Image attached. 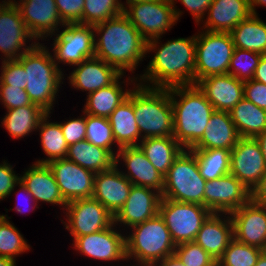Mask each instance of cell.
<instances>
[{"instance_id": "6da1fadb", "label": "cell", "mask_w": 266, "mask_h": 266, "mask_svg": "<svg viewBox=\"0 0 266 266\" xmlns=\"http://www.w3.org/2000/svg\"><path fill=\"white\" fill-rule=\"evenodd\" d=\"M158 41L159 38L147 41V53L153 51L155 55L144 74L137 76L138 84L153 88L195 84L196 35L168 40L161 45Z\"/></svg>"}, {"instance_id": "7a4b0ae2", "label": "cell", "mask_w": 266, "mask_h": 266, "mask_svg": "<svg viewBox=\"0 0 266 266\" xmlns=\"http://www.w3.org/2000/svg\"><path fill=\"white\" fill-rule=\"evenodd\" d=\"M95 57L120 74L134 70L147 55V41L122 13L93 26ZM96 37V38H95Z\"/></svg>"}, {"instance_id": "3957f363", "label": "cell", "mask_w": 266, "mask_h": 266, "mask_svg": "<svg viewBox=\"0 0 266 266\" xmlns=\"http://www.w3.org/2000/svg\"><path fill=\"white\" fill-rule=\"evenodd\" d=\"M169 93L173 137L184 149H191L202 138L215 109L196 84L170 87Z\"/></svg>"}, {"instance_id": "277c9868", "label": "cell", "mask_w": 266, "mask_h": 266, "mask_svg": "<svg viewBox=\"0 0 266 266\" xmlns=\"http://www.w3.org/2000/svg\"><path fill=\"white\" fill-rule=\"evenodd\" d=\"M17 61L27 73L25 91L30 100L51 114L59 88H61L60 84H64L63 70L56 65L47 46L40 42Z\"/></svg>"}, {"instance_id": "5b68a950", "label": "cell", "mask_w": 266, "mask_h": 266, "mask_svg": "<svg viewBox=\"0 0 266 266\" xmlns=\"http://www.w3.org/2000/svg\"><path fill=\"white\" fill-rule=\"evenodd\" d=\"M128 98L133 102L141 140L173 136L174 119L169 88H153L136 84Z\"/></svg>"}, {"instance_id": "8992f818", "label": "cell", "mask_w": 266, "mask_h": 266, "mask_svg": "<svg viewBox=\"0 0 266 266\" xmlns=\"http://www.w3.org/2000/svg\"><path fill=\"white\" fill-rule=\"evenodd\" d=\"M130 229L131 233L125 236L127 261L133 259L136 265L153 266L174 255L176 245L159 213Z\"/></svg>"}, {"instance_id": "52a82bcc", "label": "cell", "mask_w": 266, "mask_h": 266, "mask_svg": "<svg viewBox=\"0 0 266 266\" xmlns=\"http://www.w3.org/2000/svg\"><path fill=\"white\" fill-rule=\"evenodd\" d=\"M206 180L200 175L195 154L184 149L164 176L162 198L204 206Z\"/></svg>"}, {"instance_id": "ba28073f", "label": "cell", "mask_w": 266, "mask_h": 266, "mask_svg": "<svg viewBox=\"0 0 266 266\" xmlns=\"http://www.w3.org/2000/svg\"><path fill=\"white\" fill-rule=\"evenodd\" d=\"M234 48L229 32L202 29L196 35L195 84L210 75L227 74Z\"/></svg>"}, {"instance_id": "9c48e42d", "label": "cell", "mask_w": 266, "mask_h": 266, "mask_svg": "<svg viewBox=\"0 0 266 266\" xmlns=\"http://www.w3.org/2000/svg\"><path fill=\"white\" fill-rule=\"evenodd\" d=\"M159 214L175 245L194 241L203 223L212 214L205 206L162 198Z\"/></svg>"}, {"instance_id": "30bf717a", "label": "cell", "mask_w": 266, "mask_h": 266, "mask_svg": "<svg viewBox=\"0 0 266 266\" xmlns=\"http://www.w3.org/2000/svg\"><path fill=\"white\" fill-rule=\"evenodd\" d=\"M123 13L146 41L161 39L177 23L172 0L135 2Z\"/></svg>"}, {"instance_id": "8fae6325", "label": "cell", "mask_w": 266, "mask_h": 266, "mask_svg": "<svg viewBox=\"0 0 266 266\" xmlns=\"http://www.w3.org/2000/svg\"><path fill=\"white\" fill-rule=\"evenodd\" d=\"M63 30L56 31L52 45L53 59L60 63L75 66L85 59L95 57L93 26L75 23L64 24Z\"/></svg>"}, {"instance_id": "7c38bea8", "label": "cell", "mask_w": 266, "mask_h": 266, "mask_svg": "<svg viewBox=\"0 0 266 266\" xmlns=\"http://www.w3.org/2000/svg\"><path fill=\"white\" fill-rule=\"evenodd\" d=\"M66 222L61 220L68 229L73 240L107 229L114 224L113 214L93 197L77 199L67 203Z\"/></svg>"}, {"instance_id": "4fadbf2b", "label": "cell", "mask_w": 266, "mask_h": 266, "mask_svg": "<svg viewBox=\"0 0 266 266\" xmlns=\"http://www.w3.org/2000/svg\"><path fill=\"white\" fill-rule=\"evenodd\" d=\"M31 40L35 38L27 30L18 7L7 3L0 11V52L5 57L0 59L17 60L38 43L32 41L27 46L26 43Z\"/></svg>"}, {"instance_id": "5bb4252c", "label": "cell", "mask_w": 266, "mask_h": 266, "mask_svg": "<svg viewBox=\"0 0 266 266\" xmlns=\"http://www.w3.org/2000/svg\"><path fill=\"white\" fill-rule=\"evenodd\" d=\"M266 172V164L258 141L240 137L231 149L230 173L251 192Z\"/></svg>"}, {"instance_id": "9a60e30c", "label": "cell", "mask_w": 266, "mask_h": 266, "mask_svg": "<svg viewBox=\"0 0 266 266\" xmlns=\"http://www.w3.org/2000/svg\"><path fill=\"white\" fill-rule=\"evenodd\" d=\"M251 200V192L231 173L206 181L204 206L212 213H231Z\"/></svg>"}, {"instance_id": "2e32d148", "label": "cell", "mask_w": 266, "mask_h": 266, "mask_svg": "<svg viewBox=\"0 0 266 266\" xmlns=\"http://www.w3.org/2000/svg\"><path fill=\"white\" fill-rule=\"evenodd\" d=\"M113 224L99 232L76 237L73 246L76 251L94 260L118 261L126 259L125 235Z\"/></svg>"}, {"instance_id": "e0dca14e", "label": "cell", "mask_w": 266, "mask_h": 266, "mask_svg": "<svg viewBox=\"0 0 266 266\" xmlns=\"http://www.w3.org/2000/svg\"><path fill=\"white\" fill-rule=\"evenodd\" d=\"M47 165L53 172L60 193L66 203L93 196L94 172L84 169L66 158L53 160Z\"/></svg>"}, {"instance_id": "ac0fdd59", "label": "cell", "mask_w": 266, "mask_h": 266, "mask_svg": "<svg viewBox=\"0 0 266 266\" xmlns=\"http://www.w3.org/2000/svg\"><path fill=\"white\" fill-rule=\"evenodd\" d=\"M10 4H15L25 22L27 30L36 40L50 38L64 23L61 20L55 0H7ZM59 26V27H58Z\"/></svg>"}, {"instance_id": "d6986e66", "label": "cell", "mask_w": 266, "mask_h": 266, "mask_svg": "<svg viewBox=\"0 0 266 266\" xmlns=\"http://www.w3.org/2000/svg\"><path fill=\"white\" fill-rule=\"evenodd\" d=\"M234 238L241 243L266 251V206L251 200L232 211Z\"/></svg>"}, {"instance_id": "ffe728a7", "label": "cell", "mask_w": 266, "mask_h": 266, "mask_svg": "<svg viewBox=\"0 0 266 266\" xmlns=\"http://www.w3.org/2000/svg\"><path fill=\"white\" fill-rule=\"evenodd\" d=\"M161 199V193L155 189L132 185L126 202L114 216V224L132 228L153 218L159 213Z\"/></svg>"}, {"instance_id": "44dd1931", "label": "cell", "mask_w": 266, "mask_h": 266, "mask_svg": "<svg viewBox=\"0 0 266 266\" xmlns=\"http://www.w3.org/2000/svg\"><path fill=\"white\" fill-rule=\"evenodd\" d=\"M123 159L126 171L122 174L136 186L155 189L162 194L164 188V176L161 175L139 146L122 147L116 155V165Z\"/></svg>"}, {"instance_id": "7402d4cb", "label": "cell", "mask_w": 266, "mask_h": 266, "mask_svg": "<svg viewBox=\"0 0 266 266\" xmlns=\"http://www.w3.org/2000/svg\"><path fill=\"white\" fill-rule=\"evenodd\" d=\"M118 165L95 174L93 198L115 216L126 202L132 183L119 171Z\"/></svg>"}, {"instance_id": "603a6c76", "label": "cell", "mask_w": 266, "mask_h": 266, "mask_svg": "<svg viewBox=\"0 0 266 266\" xmlns=\"http://www.w3.org/2000/svg\"><path fill=\"white\" fill-rule=\"evenodd\" d=\"M196 85L217 111L229 112L244 98V82L229 73L210 75Z\"/></svg>"}, {"instance_id": "cb8c5ba5", "label": "cell", "mask_w": 266, "mask_h": 266, "mask_svg": "<svg viewBox=\"0 0 266 266\" xmlns=\"http://www.w3.org/2000/svg\"><path fill=\"white\" fill-rule=\"evenodd\" d=\"M69 74V84L82 92L97 91L112 84L121 74L105 61L92 57L85 59Z\"/></svg>"}, {"instance_id": "d4e9b609", "label": "cell", "mask_w": 266, "mask_h": 266, "mask_svg": "<svg viewBox=\"0 0 266 266\" xmlns=\"http://www.w3.org/2000/svg\"><path fill=\"white\" fill-rule=\"evenodd\" d=\"M222 215L223 213H212L203 223L194 240L215 261L222 256L229 242L234 238L230 214Z\"/></svg>"}, {"instance_id": "484cf974", "label": "cell", "mask_w": 266, "mask_h": 266, "mask_svg": "<svg viewBox=\"0 0 266 266\" xmlns=\"http://www.w3.org/2000/svg\"><path fill=\"white\" fill-rule=\"evenodd\" d=\"M203 23L210 32H231L241 21L252 15L249 0H213Z\"/></svg>"}, {"instance_id": "4316f807", "label": "cell", "mask_w": 266, "mask_h": 266, "mask_svg": "<svg viewBox=\"0 0 266 266\" xmlns=\"http://www.w3.org/2000/svg\"><path fill=\"white\" fill-rule=\"evenodd\" d=\"M20 176L21 183L38 202L60 205L64 211L67 203L63 199L53 172L47 164L34 163Z\"/></svg>"}, {"instance_id": "83f0119b", "label": "cell", "mask_w": 266, "mask_h": 266, "mask_svg": "<svg viewBox=\"0 0 266 266\" xmlns=\"http://www.w3.org/2000/svg\"><path fill=\"white\" fill-rule=\"evenodd\" d=\"M240 136L229 112L215 110L209 119L202 138L191 149L231 150Z\"/></svg>"}, {"instance_id": "f1b7e54d", "label": "cell", "mask_w": 266, "mask_h": 266, "mask_svg": "<svg viewBox=\"0 0 266 266\" xmlns=\"http://www.w3.org/2000/svg\"><path fill=\"white\" fill-rule=\"evenodd\" d=\"M124 74H121L112 84L89 93L86 97V103L83 112L86 114L108 118L112 112L128 98L131 89H125L121 86L123 83L136 85L137 77L128 78L120 81ZM129 80V81H128ZM120 81V82H119ZM131 81V82H130ZM122 83V84H121Z\"/></svg>"}, {"instance_id": "f546056e", "label": "cell", "mask_w": 266, "mask_h": 266, "mask_svg": "<svg viewBox=\"0 0 266 266\" xmlns=\"http://www.w3.org/2000/svg\"><path fill=\"white\" fill-rule=\"evenodd\" d=\"M108 120L117 143V152L122 147L139 145L141 135L136 123L133 102L129 98L112 112Z\"/></svg>"}, {"instance_id": "4dcf8cb0", "label": "cell", "mask_w": 266, "mask_h": 266, "mask_svg": "<svg viewBox=\"0 0 266 266\" xmlns=\"http://www.w3.org/2000/svg\"><path fill=\"white\" fill-rule=\"evenodd\" d=\"M66 159L95 174L108 170L116 164V157L109 150L93 145L86 139L70 145Z\"/></svg>"}, {"instance_id": "1f68e13d", "label": "cell", "mask_w": 266, "mask_h": 266, "mask_svg": "<svg viewBox=\"0 0 266 266\" xmlns=\"http://www.w3.org/2000/svg\"><path fill=\"white\" fill-rule=\"evenodd\" d=\"M147 159L163 176L184 148L173 137H154L142 139L138 145Z\"/></svg>"}, {"instance_id": "d6a6232c", "label": "cell", "mask_w": 266, "mask_h": 266, "mask_svg": "<svg viewBox=\"0 0 266 266\" xmlns=\"http://www.w3.org/2000/svg\"><path fill=\"white\" fill-rule=\"evenodd\" d=\"M234 47L266 55V23L252 14L230 32Z\"/></svg>"}, {"instance_id": "836d02e7", "label": "cell", "mask_w": 266, "mask_h": 266, "mask_svg": "<svg viewBox=\"0 0 266 266\" xmlns=\"http://www.w3.org/2000/svg\"><path fill=\"white\" fill-rule=\"evenodd\" d=\"M240 137L255 138L266 130V110L243 98L230 111Z\"/></svg>"}, {"instance_id": "e575fe53", "label": "cell", "mask_w": 266, "mask_h": 266, "mask_svg": "<svg viewBox=\"0 0 266 266\" xmlns=\"http://www.w3.org/2000/svg\"><path fill=\"white\" fill-rule=\"evenodd\" d=\"M46 114L47 111L39 105L22 106L7 110L1 124L13 139H21L36 131Z\"/></svg>"}, {"instance_id": "d590c367", "label": "cell", "mask_w": 266, "mask_h": 266, "mask_svg": "<svg viewBox=\"0 0 266 266\" xmlns=\"http://www.w3.org/2000/svg\"><path fill=\"white\" fill-rule=\"evenodd\" d=\"M50 113L41 119L37 131L41 138V148L46 154L47 158L35 161L38 164H48L53 160L65 159L68 151V144L62 133L59 122H50Z\"/></svg>"}, {"instance_id": "8d00e7d4", "label": "cell", "mask_w": 266, "mask_h": 266, "mask_svg": "<svg viewBox=\"0 0 266 266\" xmlns=\"http://www.w3.org/2000/svg\"><path fill=\"white\" fill-rule=\"evenodd\" d=\"M196 156L200 175L206 181L218 179L230 173L231 150L190 149Z\"/></svg>"}, {"instance_id": "74e56055", "label": "cell", "mask_w": 266, "mask_h": 266, "mask_svg": "<svg viewBox=\"0 0 266 266\" xmlns=\"http://www.w3.org/2000/svg\"><path fill=\"white\" fill-rule=\"evenodd\" d=\"M8 219L11 218L7 214L0 217V256L16 261V257L30 250V245Z\"/></svg>"}, {"instance_id": "f35d334b", "label": "cell", "mask_w": 266, "mask_h": 266, "mask_svg": "<svg viewBox=\"0 0 266 266\" xmlns=\"http://www.w3.org/2000/svg\"><path fill=\"white\" fill-rule=\"evenodd\" d=\"M263 252V249L238 242L233 238L217 260V266H255Z\"/></svg>"}, {"instance_id": "ab89813d", "label": "cell", "mask_w": 266, "mask_h": 266, "mask_svg": "<svg viewBox=\"0 0 266 266\" xmlns=\"http://www.w3.org/2000/svg\"><path fill=\"white\" fill-rule=\"evenodd\" d=\"M86 137L85 139L98 147L109 150L115 157L117 155L115 138L108 118L85 113ZM114 150V151H113Z\"/></svg>"}, {"instance_id": "60d3db41", "label": "cell", "mask_w": 266, "mask_h": 266, "mask_svg": "<svg viewBox=\"0 0 266 266\" xmlns=\"http://www.w3.org/2000/svg\"><path fill=\"white\" fill-rule=\"evenodd\" d=\"M121 0H85L83 24L94 26L123 13Z\"/></svg>"}, {"instance_id": "b9f144b4", "label": "cell", "mask_w": 266, "mask_h": 266, "mask_svg": "<svg viewBox=\"0 0 266 266\" xmlns=\"http://www.w3.org/2000/svg\"><path fill=\"white\" fill-rule=\"evenodd\" d=\"M262 54L234 48L228 73L242 82L253 79Z\"/></svg>"}, {"instance_id": "7bdbcfd3", "label": "cell", "mask_w": 266, "mask_h": 266, "mask_svg": "<svg viewBox=\"0 0 266 266\" xmlns=\"http://www.w3.org/2000/svg\"><path fill=\"white\" fill-rule=\"evenodd\" d=\"M174 255L185 266H217V261H215L195 241L176 245Z\"/></svg>"}, {"instance_id": "ee69618b", "label": "cell", "mask_w": 266, "mask_h": 266, "mask_svg": "<svg viewBox=\"0 0 266 266\" xmlns=\"http://www.w3.org/2000/svg\"><path fill=\"white\" fill-rule=\"evenodd\" d=\"M0 85H9L25 90L26 72L17 60H2Z\"/></svg>"}, {"instance_id": "f6af8a7d", "label": "cell", "mask_w": 266, "mask_h": 266, "mask_svg": "<svg viewBox=\"0 0 266 266\" xmlns=\"http://www.w3.org/2000/svg\"><path fill=\"white\" fill-rule=\"evenodd\" d=\"M0 102L6 110L15 109L22 106L37 105L32 103L27 92L18 87L0 85Z\"/></svg>"}, {"instance_id": "bcb514c9", "label": "cell", "mask_w": 266, "mask_h": 266, "mask_svg": "<svg viewBox=\"0 0 266 266\" xmlns=\"http://www.w3.org/2000/svg\"><path fill=\"white\" fill-rule=\"evenodd\" d=\"M85 0H55L56 7L64 24H83Z\"/></svg>"}, {"instance_id": "7dc6e473", "label": "cell", "mask_w": 266, "mask_h": 266, "mask_svg": "<svg viewBox=\"0 0 266 266\" xmlns=\"http://www.w3.org/2000/svg\"><path fill=\"white\" fill-rule=\"evenodd\" d=\"M83 115L80 118H69L68 121L59 122L61 126L62 133L68 146L75 144L76 142L85 140L86 137V121L85 113L82 111Z\"/></svg>"}, {"instance_id": "c3c4849f", "label": "cell", "mask_w": 266, "mask_h": 266, "mask_svg": "<svg viewBox=\"0 0 266 266\" xmlns=\"http://www.w3.org/2000/svg\"><path fill=\"white\" fill-rule=\"evenodd\" d=\"M19 181L20 176L15 173L12 165L6 160L0 163V201L12 194Z\"/></svg>"}, {"instance_id": "681fc988", "label": "cell", "mask_w": 266, "mask_h": 266, "mask_svg": "<svg viewBox=\"0 0 266 266\" xmlns=\"http://www.w3.org/2000/svg\"><path fill=\"white\" fill-rule=\"evenodd\" d=\"M175 1L177 0H172L174 4V12H175V17L177 21L179 20L180 17H182V11L178 8L177 6L175 7ZM182 5L187 8V11L189 10L190 14L194 17L195 22L197 25H200L201 21L204 20V16H206V13L208 11V7L210 4L213 2V0H179Z\"/></svg>"}, {"instance_id": "f907efd6", "label": "cell", "mask_w": 266, "mask_h": 266, "mask_svg": "<svg viewBox=\"0 0 266 266\" xmlns=\"http://www.w3.org/2000/svg\"><path fill=\"white\" fill-rule=\"evenodd\" d=\"M244 98L266 110V84L253 79L244 82Z\"/></svg>"}, {"instance_id": "816d5d0a", "label": "cell", "mask_w": 266, "mask_h": 266, "mask_svg": "<svg viewBox=\"0 0 266 266\" xmlns=\"http://www.w3.org/2000/svg\"><path fill=\"white\" fill-rule=\"evenodd\" d=\"M251 201L255 204L266 206V172L251 191Z\"/></svg>"}, {"instance_id": "f5cc1de1", "label": "cell", "mask_w": 266, "mask_h": 266, "mask_svg": "<svg viewBox=\"0 0 266 266\" xmlns=\"http://www.w3.org/2000/svg\"><path fill=\"white\" fill-rule=\"evenodd\" d=\"M17 186L19 187V189H20V191H18L17 192V198L19 197V195H20V193L21 192H24L23 193V195L24 194H26V196H23V197H26V200L27 199H29V201L31 200V203H32V201H33V207L31 206V203H29V201H27L29 204H30V206L28 207L27 206V208H28V210H27V208L26 207H24L27 211H33V210H35V208L37 207L38 209H39V207L36 205L37 203H35V200H34V198H33V196L30 194V192L28 191V189L21 183V181H19L18 183H17ZM20 192V193H19ZM17 200V199H16ZM18 201V200H17ZM19 202V201H18ZM20 205V203L19 204H17L16 206H15V208H14V210L17 212V213H24V211H26V210H23L24 208H22V206H19ZM31 208V209H30Z\"/></svg>"}, {"instance_id": "db71d44e", "label": "cell", "mask_w": 266, "mask_h": 266, "mask_svg": "<svg viewBox=\"0 0 266 266\" xmlns=\"http://www.w3.org/2000/svg\"><path fill=\"white\" fill-rule=\"evenodd\" d=\"M253 80L266 84V55H262L256 67Z\"/></svg>"}, {"instance_id": "11a10c76", "label": "cell", "mask_w": 266, "mask_h": 266, "mask_svg": "<svg viewBox=\"0 0 266 266\" xmlns=\"http://www.w3.org/2000/svg\"><path fill=\"white\" fill-rule=\"evenodd\" d=\"M153 266H185L175 255L166 257L164 260L154 264Z\"/></svg>"}, {"instance_id": "9f6ffc18", "label": "cell", "mask_w": 266, "mask_h": 266, "mask_svg": "<svg viewBox=\"0 0 266 266\" xmlns=\"http://www.w3.org/2000/svg\"><path fill=\"white\" fill-rule=\"evenodd\" d=\"M255 139L258 141L266 164V130L263 133L258 134Z\"/></svg>"}, {"instance_id": "6f0895ef", "label": "cell", "mask_w": 266, "mask_h": 266, "mask_svg": "<svg viewBox=\"0 0 266 266\" xmlns=\"http://www.w3.org/2000/svg\"><path fill=\"white\" fill-rule=\"evenodd\" d=\"M249 5H250L252 14L258 15L255 7L266 6V0H249Z\"/></svg>"}, {"instance_id": "680465c9", "label": "cell", "mask_w": 266, "mask_h": 266, "mask_svg": "<svg viewBox=\"0 0 266 266\" xmlns=\"http://www.w3.org/2000/svg\"><path fill=\"white\" fill-rule=\"evenodd\" d=\"M0 266H17V265L14 259L0 256Z\"/></svg>"}, {"instance_id": "91938a15", "label": "cell", "mask_w": 266, "mask_h": 266, "mask_svg": "<svg viewBox=\"0 0 266 266\" xmlns=\"http://www.w3.org/2000/svg\"><path fill=\"white\" fill-rule=\"evenodd\" d=\"M255 266H266V251H264L258 261H257V264Z\"/></svg>"}, {"instance_id": "94428289", "label": "cell", "mask_w": 266, "mask_h": 266, "mask_svg": "<svg viewBox=\"0 0 266 266\" xmlns=\"http://www.w3.org/2000/svg\"><path fill=\"white\" fill-rule=\"evenodd\" d=\"M148 2V1H155V0H126V3L124 4V2H123V4H122V8H123V10L128 6V5H130V4H133V3H135V2ZM127 4V5H126Z\"/></svg>"}, {"instance_id": "6125c7cd", "label": "cell", "mask_w": 266, "mask_h": 266, "mask_svg": "<svg viewBox=\"0 0 266 266\" xmlns=\"http://www.w3.org/2000/svg\"><path fill=\"white\" fill-rule=\"evenodd\" d=\"M7 3H8V1H6V0L3 1L2 0V3H0V11Z\"/></svg>"}]
</instances>
